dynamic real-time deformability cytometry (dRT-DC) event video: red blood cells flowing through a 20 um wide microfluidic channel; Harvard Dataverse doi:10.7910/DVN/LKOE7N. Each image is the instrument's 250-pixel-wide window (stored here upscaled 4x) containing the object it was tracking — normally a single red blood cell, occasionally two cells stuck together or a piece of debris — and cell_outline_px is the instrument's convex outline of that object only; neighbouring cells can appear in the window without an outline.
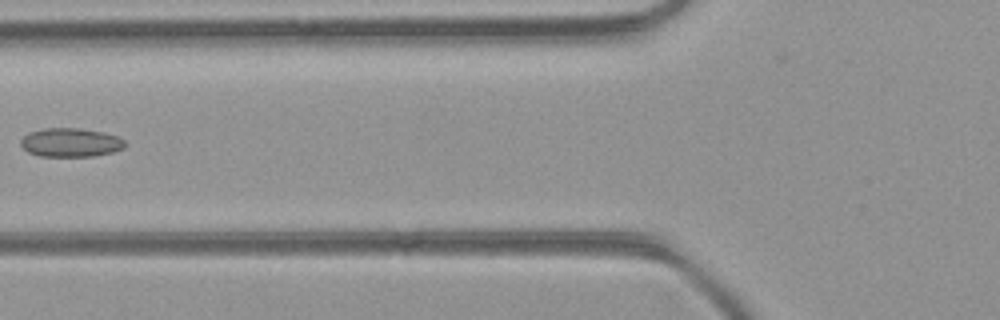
{"species": "common noctule bat (a hibernating species)", "species_latin": "Nyctalus noctula", "temperature_condition": "room temperature", "stored_images_in_passage": 6, "camera_frame_rate_fps": 3000, "um_per_image_px": 0.085, "animal": {"sex": "female", "body_mass_g": 21.9}, "frame": {"image": 1, "passage_image": 5, "time_ms": 1.333, "image_size_px": [1000, 320], "cell_outline_px": [[128, 144], [124, 148], [112, 152], [92, 156], [40, 156], [28, 152], [20, 144], [20, 140], [28, 132], [44, 128], [76, 128], [104, 132], [116, 136], [124, 140]], "centroid_in_image_um": [6.0, 12.11], "position_along_channel_um": 119.8, "area_um2": 17.51}}